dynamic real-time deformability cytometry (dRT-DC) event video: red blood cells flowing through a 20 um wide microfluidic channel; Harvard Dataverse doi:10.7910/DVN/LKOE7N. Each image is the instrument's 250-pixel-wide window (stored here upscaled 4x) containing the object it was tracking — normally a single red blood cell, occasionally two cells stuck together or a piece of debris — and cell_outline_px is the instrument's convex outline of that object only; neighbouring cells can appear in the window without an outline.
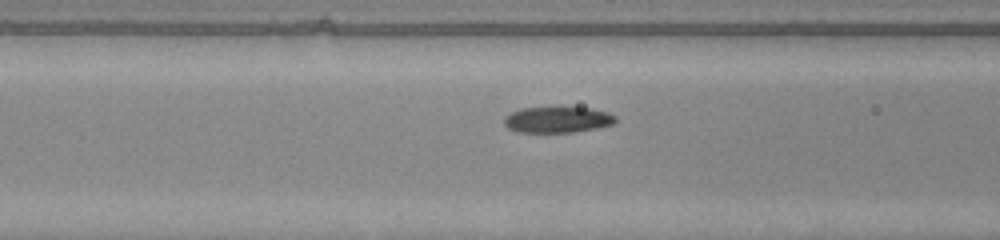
{"species": "common noctule bat (a hibernating species)", "species_latin": "Nyctalus noctula", "temperature_condition": "warm", "stored_images_in_passage": 30, "camera_frame_rate_fps": 3000, "um_per_image_px": 0.085, "animal": {"sex": "male", "body_mass_g": 20.0, "forearm_length_mm": 53.3}, "frame": {"image": 1, "passage_image": 11, "time_ms": 3.333, "image_size_px": [1000, 240], "cell_outline_px": [[616, 124], [576, 132], [520, 132], [508, 128], [504, 124], [504, 116], [520, 108], [592, 108], [608, 112], [616, 116]], "centroid_in_image_um": [47.42, 10.18], "position_along_channel_um": 119.2, "area_um2": 16.88}}
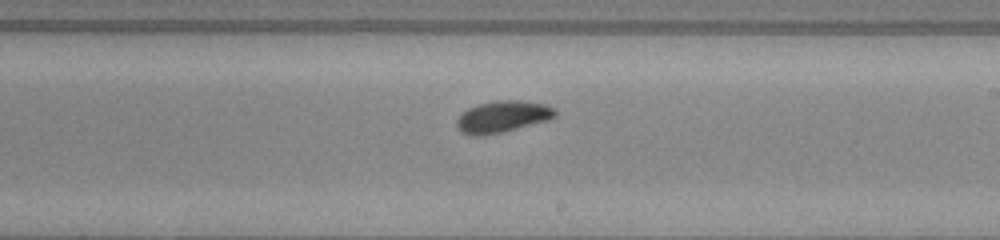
{"frame": {"image": 2, "passage_image": 20, "time_ms": 6.333, "image_size_px": [1000, 240], "cell_outline_px": [[556, 116], [548, 120], [500, 132], [476, 136], [460, 132], [456, 128], [456, 120], [468, 108], [476, 104], [500, 100], [516, 100], [544, 104], [552, 108], [556, 112]], "centroid_in_image_um": [42.67, 9.91], "position_along_channel_um": 246.3, "area_um2": 17.8}}
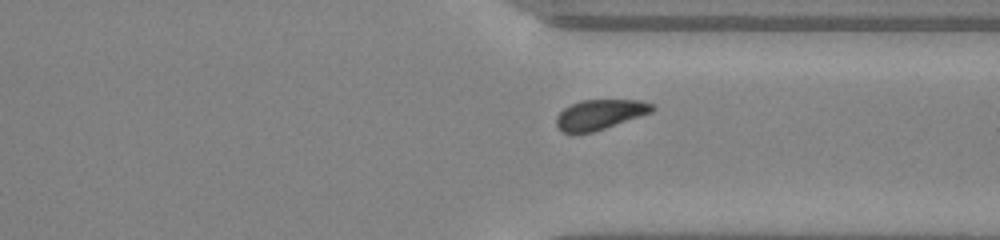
{"frame": {"image": 3, "passage_image": 28, "time_ms": 9.0, "image_size_px": [1000, 240], "cell_outline_px": [[656, 108], [652, 112], [592, 132], [572, 136], [564, 132], [556, 124], [556, 116], [564, 108], [580, 100], [640, 100], [652, 104]], "centroid_in_image_um": [50.95, 9.75], "position_along_channel_um": 360.5, "area_um2": 16.82}}